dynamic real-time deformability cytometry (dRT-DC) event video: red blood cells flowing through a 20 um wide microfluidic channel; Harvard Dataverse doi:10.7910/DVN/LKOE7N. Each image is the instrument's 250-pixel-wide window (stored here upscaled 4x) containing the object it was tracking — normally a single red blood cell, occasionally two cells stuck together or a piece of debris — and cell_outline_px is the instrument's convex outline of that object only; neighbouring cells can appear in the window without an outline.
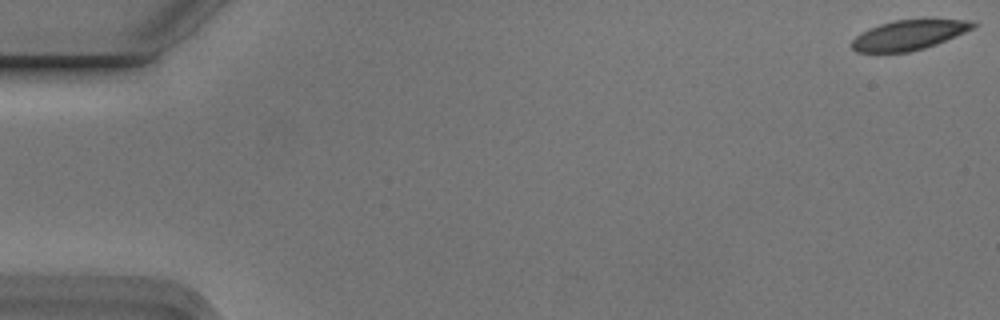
{"species": "Egyptian fruit bat (a non-hibernating species)", "species_latin": "Rousettus aegyptiacus", "temperature_condition": "cold", "stored_images_in_passage": 7, "camera_frame_rate_fps": 3000, "um_per_image_px": 0.085, "animal": {"sex": "male"}, "frame": {"image": 1, "passage_image": 1, "time_ms": 0.0, "image_size_px": [1000, 320], "cell_outline_px": [[976, 24], [972, 28], [964, 32], [936, 44], [924, 48], [908, 52], [856, 52], [852, 48], [852, 40], [860, 32], [868, 28], [880, 24], [896, 20], [972, 20]], "centroid_in_image_um": [77.19, 2.98], "position_along_channel_um": 7.8, "area_um2": 20.69}}
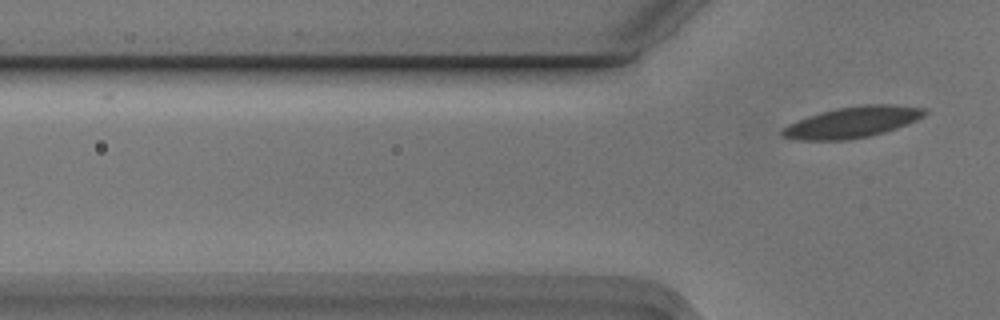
{"frame": {"image": 2, "passage_image": 7, "time_ms": 2.0, "image_size_px": [1000, 320], "cell_outline_px": [[928, 112], [924, 116], [916, 120], [896, 128], [884, 132], [868, 136], [848, 140], [796, 140], [780, 136], [780, 128], [788, 124], [808, 116], [820, 112], [836, 108], [860, 104], [892, 104], [928, 108]], "centroid_in_image_um": [72.43, 10.38], "position_along_channel_um": 53.4, "area_um2": 26.07}}